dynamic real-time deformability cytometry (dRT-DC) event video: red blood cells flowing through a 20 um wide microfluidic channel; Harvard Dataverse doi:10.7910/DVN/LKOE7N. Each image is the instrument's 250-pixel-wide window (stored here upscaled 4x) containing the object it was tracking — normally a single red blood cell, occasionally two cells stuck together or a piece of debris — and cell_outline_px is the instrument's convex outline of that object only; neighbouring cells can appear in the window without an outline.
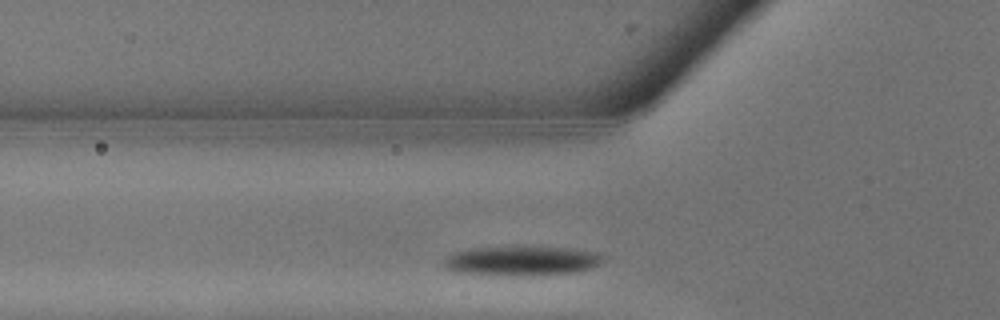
{"species": "common noctule bat (a hibernating species)", "species_latin": "Nyctalus noctula", "temperature_condition": "warm", "stored_images_in_passage": 6, "camera_frame_rate_fps": 3000, "um_per_image_px": 0.085, "animal": {"sex": "male", "body_mass_g": 13.3}, "frame": {"image": 1, "passage_image": 2, "time_ms": 0.333, "image_size_px": [1000, 320], "cell_outline_px": [[604, 260], [600, 264], [592, 268], [576, 272], [532, 276], [456, 272], [448, 268], [444, 264], [444, 260], [448, 256], [456, 252], [468, 248], [572, 248], [596, 252]], "centroid_in_image_um": [44.4, 22.19], "position_along_channel_um": 81.4, "area_um2": 26.7}}
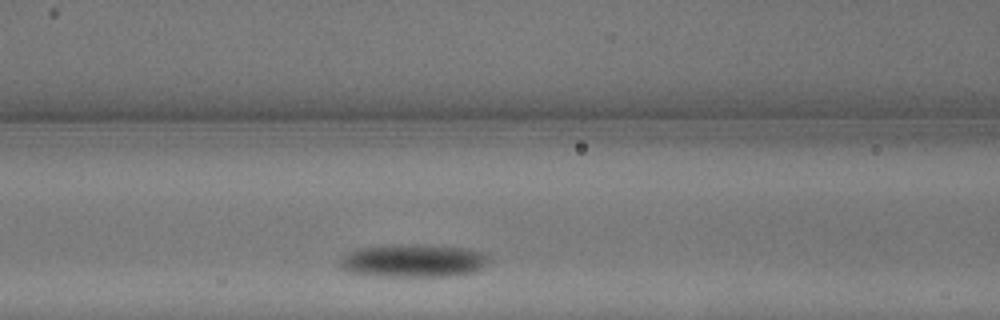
{"frame": {"image": 2, "passage_image": 4, "time_ms": 1.0, "image_size_px": [1000, 320], "cell_outline_px": [[488, 260], [480, 268], [472, 272], [452, 276], [380, 276], [348, 272], [340, 268], [340, 260], [348, 252], [356, 248], [392, 244], [416, 244], [460, 248], [488, 252]], "centroid_in_image_um": [35.08, 22.15], "position_along_channel_um": 131.5, "area_um2": 28.67}}
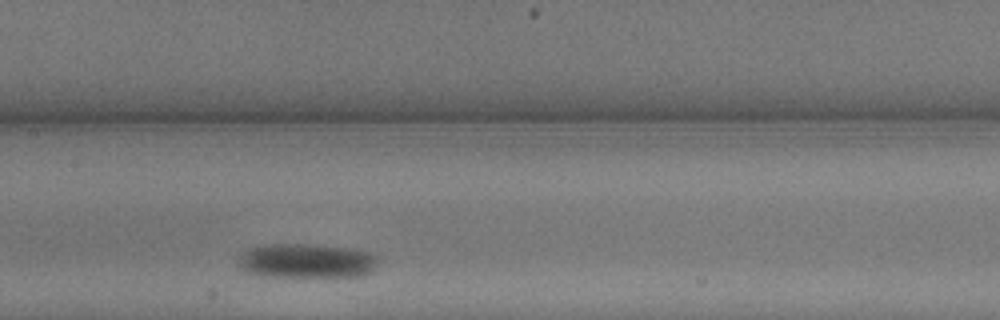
{"frame": {"image": 3, "passage_image": 6, "time_ms": 1.667, "image_size_px": [1000, 320], "cell_outline_px": [[380, 260], [372, 272], [360, 276], [260, 276], [244, 272], [236, 264], [236, 260], [244, 252], [252, 248], [268, 244], [308, 244], [344, 248], [368, 252], [380, 256]], "centroid_in_image_um": [26.04, 22.18], "position_along_channel_um": 181.4, "area_um2": 28.15}}